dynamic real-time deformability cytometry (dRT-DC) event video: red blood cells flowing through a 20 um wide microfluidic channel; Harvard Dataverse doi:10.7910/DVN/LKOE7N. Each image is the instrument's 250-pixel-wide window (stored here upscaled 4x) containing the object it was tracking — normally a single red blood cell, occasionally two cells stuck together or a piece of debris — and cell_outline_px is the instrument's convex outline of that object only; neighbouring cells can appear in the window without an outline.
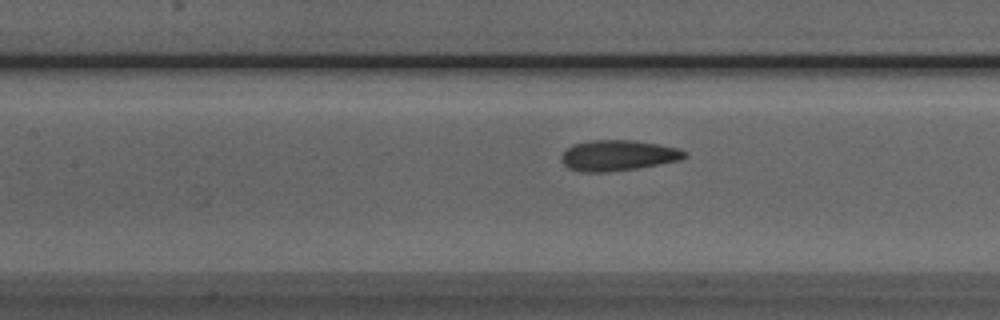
{"species": "Egyptian fruit bat (a non-hibernating species)", "species_latin": "Rousettus aegyptiacus", "temperature_condition": "room temperature", "stored_images_in_passage": 8, "camera_frame_rate_fps": 3000, "um_per_image_px": 0.085, "animal": {"sex": "male"}, "frame": {"image": 1, "passage_image": 8, "time_ms": 8.333, "image_size_px": [1000, 320], "cell_outline_px": [[688, 156], [680, 160], [660, 164], [636, 168], [608, 172], [580, 172], [568, 168], [560, 160], [560, 156], [572, 144], [592, 140], [636, 140], [676, 148], [688, 152]], "centroid_in_image_um": [52.51, 13.21], "position_along_channel_um": 154.9, "area_um2": 22.08}}